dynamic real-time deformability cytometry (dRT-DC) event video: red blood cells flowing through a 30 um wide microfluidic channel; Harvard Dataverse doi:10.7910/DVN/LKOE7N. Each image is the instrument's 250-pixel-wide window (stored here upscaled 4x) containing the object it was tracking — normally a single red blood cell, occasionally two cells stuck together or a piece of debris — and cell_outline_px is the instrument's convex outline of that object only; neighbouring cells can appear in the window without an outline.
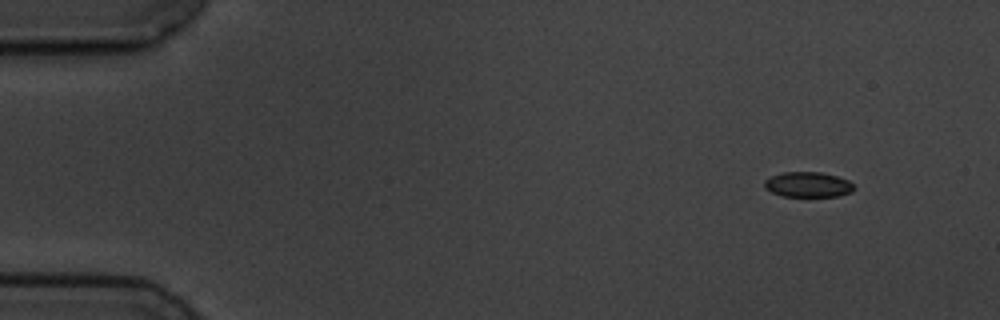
{"species": "common noctule bat (a hibernating species)", "species_latin": "Nyctalus noctula", "temperature_condition": "cold", "stored_images_in_passage": 7, "camera_frame_rate_fps": 3000, "um_per_image_px": 0.085, "animal": {"sex": "male", "body_mass_g": 19.5, "forearm_length_mm": 54.6}, "frame": {"image": 1, "passage_image": 1, "time_ms": 0.0, "image_size_px": [1000, 320], "cell_outline_px": [[856, 188], [852, 192], [840, 196], [784, 196], [772, 192], [764, 188], [764, 180], [772, 176], [784, 172], [820, 172], [836, 176], [848, 180]], "centroid_in_image_um": [68.69, 15.69], "position_along_channel_um": 16.3, "area_um2": 13.12}}
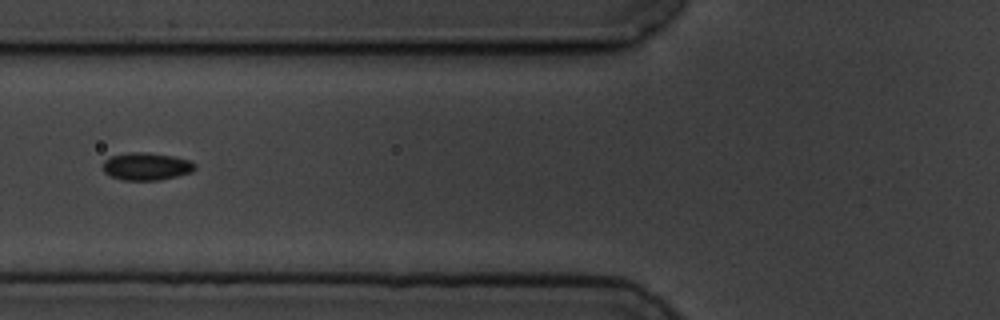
{"frame": {"image": 2, "passage_image": 6, "time_ms": 5.667, "image_size_px": [1000, 320], "cell_outline_px": [[196, 168], [192, 172], [160, 180], [124, 180], [112, 176], [104, 172], [104, 160], [112, 156], [128, 152], [148, 152], [172, 156], [192, 160], [196, 164]], "centroid_in_image_um": [12.49, 14.13], "position_along_channel_um": 113.3, "area_um2": 14.8}}
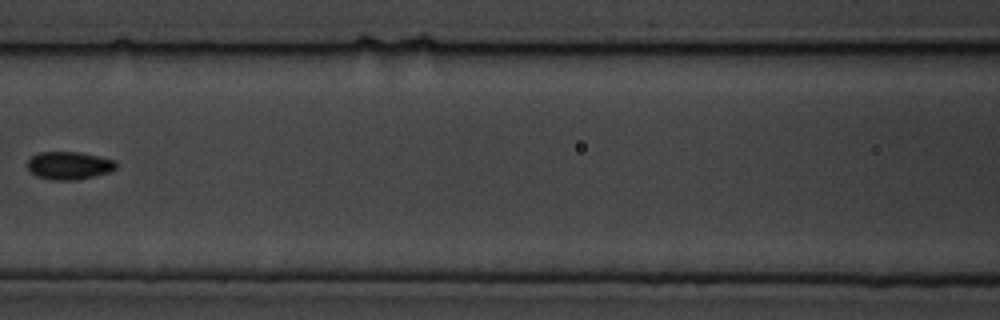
{"frame": {"image": 3, "passage_image": 7, "time_ms": 7.0, "image_size_px": [1000, 320], "cell_outline_px": [[116, 168], [112, 172], [96, 176], [76, 180], [48, 180], [36, 176], [28, 168], [28, 160], [32, 156], [40, 152], [80, 152], [116, 160]], "centroid_in_image_um": [5.9, 14.08], "position_along_channel_um": 160.7, "area_um2": 14.57}}